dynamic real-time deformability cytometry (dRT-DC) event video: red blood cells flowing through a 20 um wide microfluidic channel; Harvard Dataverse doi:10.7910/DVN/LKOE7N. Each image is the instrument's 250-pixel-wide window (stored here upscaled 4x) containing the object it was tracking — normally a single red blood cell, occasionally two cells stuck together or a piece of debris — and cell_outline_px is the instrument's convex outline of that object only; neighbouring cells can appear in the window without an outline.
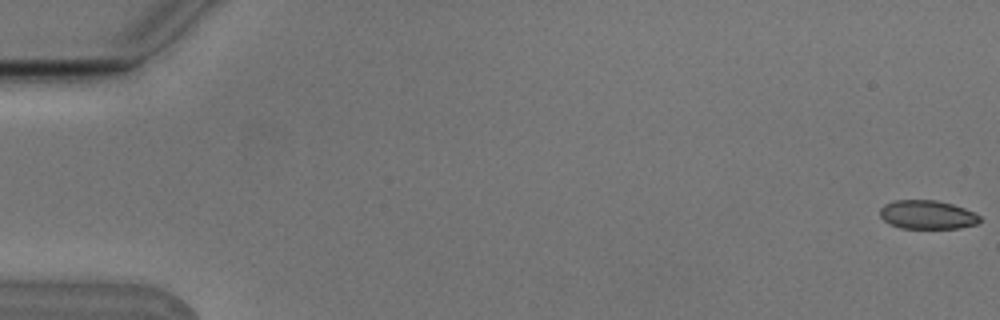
{"species": "Egyptian fruit bat (a non-hibernating species)", "species_latin": "Rousettus aegyptiacus", "temperature_condition": "cold", "stored_images_in_passage": 5, "camera_frame_rate_fps": 3000, "um_per_image_px": 0.085, "animal": {"sex": "male"}, "frame": {"image": 1, "passage_image": 1, "time_ms": 0.0, "image_size_px": [1000, 320], "cell_outline_px": [[980, 220], [976, 224], [960, 228], [900, 228], [884, 220], [880, 216], [880, 208], [884, 204], [892, 200], [936, 200], [952, 204], [964, 208], [980, 216]], "centroid_in_image_um": [78.79, 18.24], "position_along_channel_um": 6.2, "area_um2": 16.65}}